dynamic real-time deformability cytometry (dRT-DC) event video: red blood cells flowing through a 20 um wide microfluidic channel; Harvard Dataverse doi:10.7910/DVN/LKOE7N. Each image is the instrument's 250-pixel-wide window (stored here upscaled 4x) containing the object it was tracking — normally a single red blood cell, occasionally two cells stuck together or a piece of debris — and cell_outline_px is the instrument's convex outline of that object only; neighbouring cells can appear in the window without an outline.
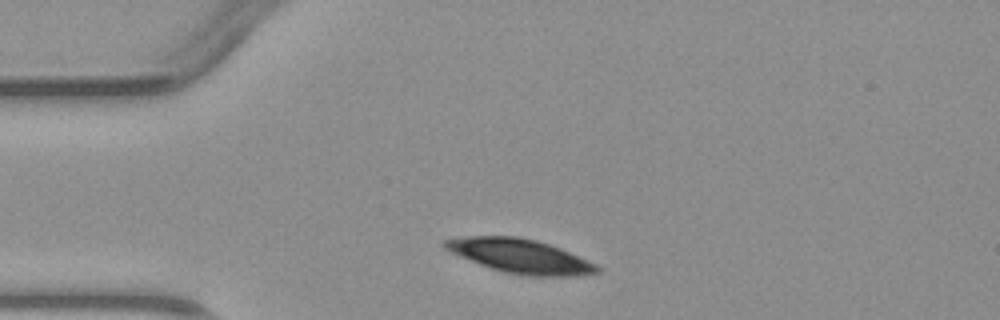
{"species": "common noctule bat (a hibernating species)", "species_latin": "Nyctalus noctula", "temperature_condition": "warm", "stored_images_in_passage": 3, "camera_frame_rate_fps": 3000, "um_per_image_px": 0.085, "animal": {"sex": "male", "body_mass_g": 23.1, "forearm_length_mm": 52.7}, "frame": {"image": 1, "passage_image": 1, "time_ms": 0.0, "image_size_px": [1000, 320], "cell_outline_px": [[604, 268], [600, 272], [568, 276], [520, 276], [504, 272], [480, 264], [448, 252], [440, 244], [444, 240], [468, 236], [516, 236], [536, 240], [560, 248], [596, 264]], "centroid_in_image_um": [44.19, 21.77], "position_along_channel_um": 40.8, "area_um2": 30.23}}
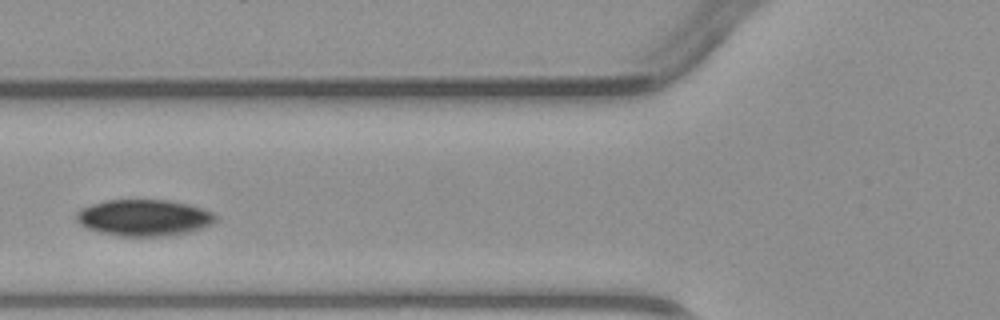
{"frame": {"image": 2, "passage_image": 3, "time_ms": 2.333, "image_size_px": [1000, 320], "cell_outline_px": [[216, 220], [212, 224], [192, 232], [172, 236], [120, 236], [100, 232], [88, 228], [80, 224], [76, 220], [76, 212], [92, 204], [108, 200], [168, 200], [188, 204], [212, 212], [216, 216]], "centroid_in_image_um": [12.27, 18.52], "position_along_channel_um": 113.5, "area_um2": 29.54}}